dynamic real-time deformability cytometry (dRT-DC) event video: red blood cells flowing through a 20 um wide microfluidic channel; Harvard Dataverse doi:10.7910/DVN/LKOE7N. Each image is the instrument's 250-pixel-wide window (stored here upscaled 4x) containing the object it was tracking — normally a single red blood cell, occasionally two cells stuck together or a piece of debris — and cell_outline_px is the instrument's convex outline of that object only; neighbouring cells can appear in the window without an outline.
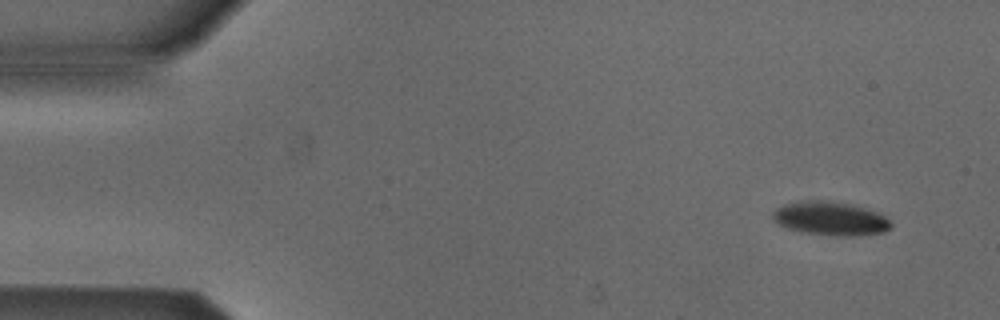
{"species": "Egyptian fruit bat (a non-hibernating species)", "species_latin": "Rousettus aegyptiacus", "temperature_condition": "cold", "stored_images_in_passage": 4, "camera_frame_rate_fps": 3000, "um_per_image_px": 0.085, "animal": {"sex": "male"}, "frame": {"image": 1, "passage_image": 1, "time_ms": 0.0, "image_size_px": [1000, 320], "cell_outline_px": [[892, 228], [884, 232], [856, 236], [836, 236], [804, 232], [788, 228], [780, 224], [772, 216], [772, 212], [776, 208], [784, 204], [796, 200], [828, 200], [856, 204], [876, 212], [884, 216], [892, 224]], "centroid_in_image_um": [70.6, 18.55], "position_along_channel_um": 14.4, "area_um2": 23.47}}
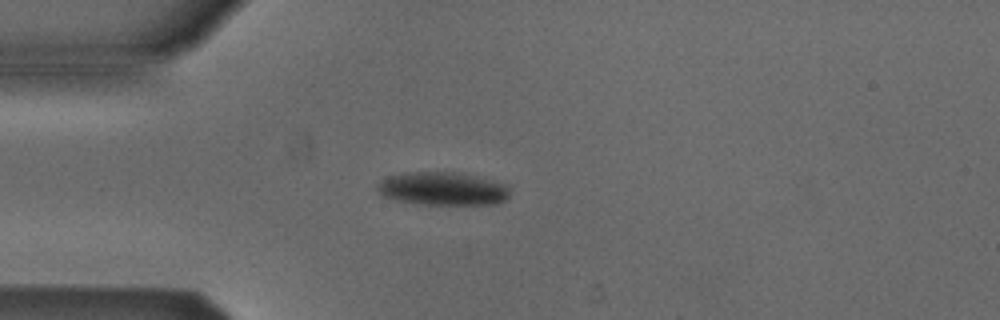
{"frame": {"image": 2, "passage_image": 4, "time_ms": 3.333, "image_size_px": [1000, 320], "cell_outline_px": [[508, 196], [504, 200], [496, 204], [424, 204], [396, 200], [384, 196], [376, 188], [376, 184], [388, 176], [408, 172], [452, 172], [492, 180], [508, 184]], "centroid_in_image_um": [37.62, 16.04], "position_along_channel_um": 47.4, "area_um2": 25.32}}